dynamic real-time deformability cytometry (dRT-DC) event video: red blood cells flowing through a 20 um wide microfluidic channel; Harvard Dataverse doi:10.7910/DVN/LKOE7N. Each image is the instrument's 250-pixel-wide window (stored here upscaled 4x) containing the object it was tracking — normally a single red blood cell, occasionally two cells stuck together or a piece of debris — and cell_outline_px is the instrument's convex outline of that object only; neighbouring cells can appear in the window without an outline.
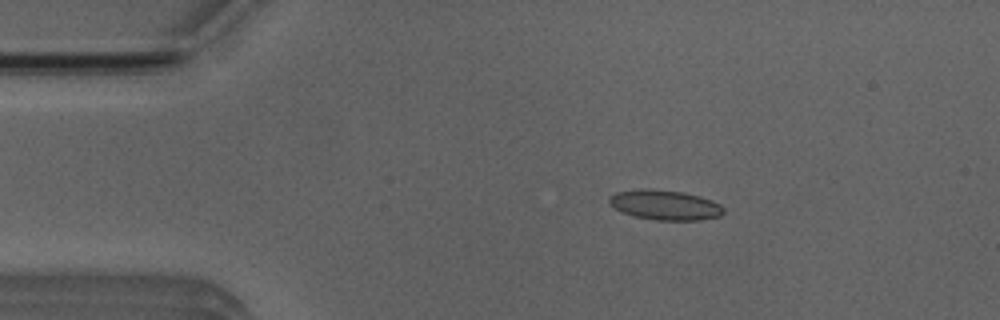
{"species": "Egyptian fruit bat (a non-hibernating species)", "species_latin": "Rousettus aegyptiacus", "temperature_condition": "room temperature", "stored_images_in_passage": 5, "camera_frame_rate_fps": 3000, "um_per_image_px": 0.085, "animal": {"sex": "male"}, "frame": {"image": 1, "passage_image": 3, "time_ms": 2.0, "image_size_px": [1000, 320], "cell_outline_px": [[724, 212], [720, 216], [700, 220], [656, 220], [632, 216], [616, 208], [608, 200], [616, 192], [644, 188], [648, 188], [684, 192], [700, 196], [712, 200], [720, 204], [724, 208]], "centroid_in_image_um": [56.57, 17.42], "position_along_channel_um": 28.4, "area_um2": 19.88}}
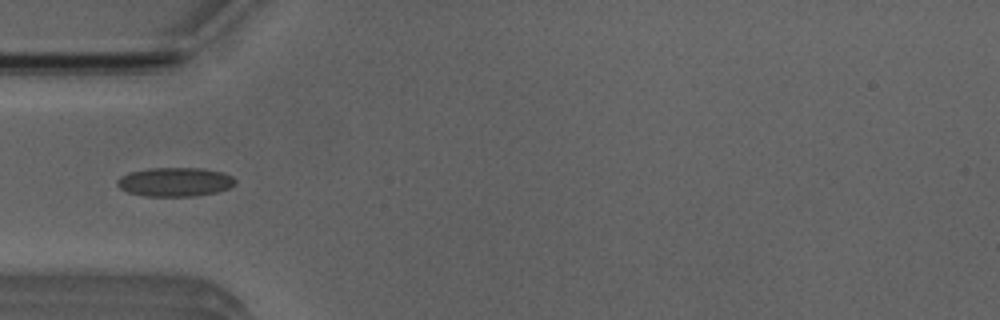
{"frame": {"image": 2, "passage_image": 5, "time_ms": 4.333, "image_size_px": [1000, 320], "cell_outline_px": [[236, 184], [228, 188], [216, 192], [196, 196], [144, 196], [128, 192], [120, 188], [116, 184], [116, 180], [120, 176], [128, 172], [148, 168], [204, 168], [224, 172], [232, 176], [236, 180]], "centroid_in_image_um": [14.87, 15.45], "position_along_channel_um": 70.1, "area_um2": 20.17}}